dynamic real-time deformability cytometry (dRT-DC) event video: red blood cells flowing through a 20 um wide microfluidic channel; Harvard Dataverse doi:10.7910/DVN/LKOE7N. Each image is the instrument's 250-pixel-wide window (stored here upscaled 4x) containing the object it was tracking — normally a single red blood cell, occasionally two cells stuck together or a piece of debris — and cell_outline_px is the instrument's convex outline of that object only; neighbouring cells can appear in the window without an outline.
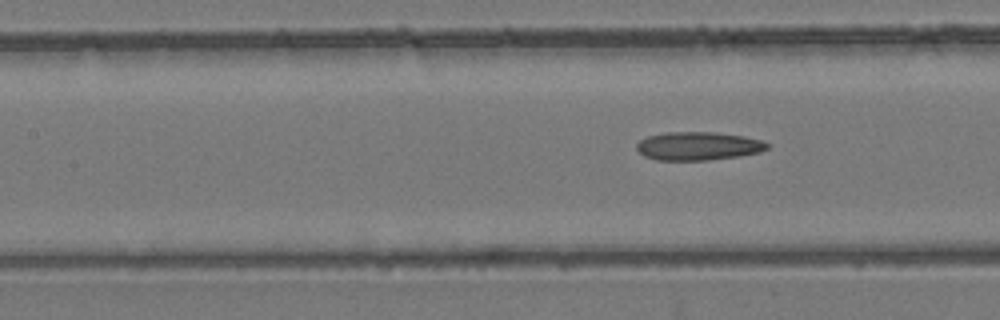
{"species": "common noctule bat (a hibernating species)", "species_latin": "Nyctalus noctula", "temperature_condition": "room temperature", "stored_images_in_passage": 10, "camera_frame_rate_fps": 3000, "um_per_image_px": 0.085, "animal": {"sex": "female", "body_mass_g": 24.6, "forearm_length_mm": 56.2}, "frame": {"image": 1, "passage_image": 10, "time_ms": 3.0, "image_size_px": [1000, 320], "cell_outline_px": [[768, 148], [760, 152], [740, 156], [708, 160], [656, 160], [644, 156], [636, 148], [636, 144], [640, 140], [648, 136], [664, 132], [716, 132], [744, 136], [760, 140], [768, 144]], "centroid_in_image_um": [59.33, 12.41], "position_along_channel_um": 148.1, "area_um2": 21.62}}